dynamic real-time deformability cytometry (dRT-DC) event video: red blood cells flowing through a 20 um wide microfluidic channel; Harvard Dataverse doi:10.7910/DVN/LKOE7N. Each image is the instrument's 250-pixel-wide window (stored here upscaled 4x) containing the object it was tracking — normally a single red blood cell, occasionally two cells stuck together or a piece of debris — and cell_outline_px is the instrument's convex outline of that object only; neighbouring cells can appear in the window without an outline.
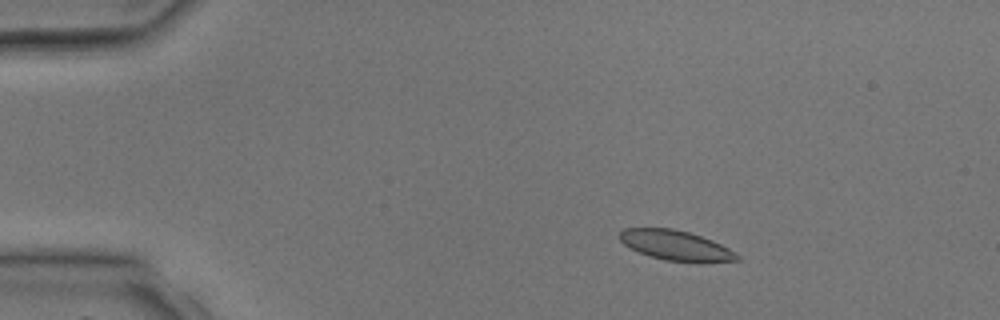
{"species": "common noctule bat (a hibernating species)", "species_latin": "Nyctalus noctula", "temperature_condition": "room temperature", "stored_images_in_passage": 3, "camera_frame_rate_fps": 3000, "um_per_image_px": 0.085, "animal": {"sex": "male", "body_mass_g": 17.9, "forearm_length_mm": 54.2}, "frame": {"image": 1, "passage_image": 1, "time_ms": 0.0, "image_size_px": [1000, 320], "cell_outline_px": [[740, 260], [700, 264], [664, 260], [648, 256], [624, 244], [620, 240], [620, 232], [624, 228], [672, 228], [688, 232], [712, 240], [736, 252], [740, 256]], "centroid_in_image_um": [57.5, 20.89], "position_along_channel_um": 27.5, "area_um2": 20.81}}